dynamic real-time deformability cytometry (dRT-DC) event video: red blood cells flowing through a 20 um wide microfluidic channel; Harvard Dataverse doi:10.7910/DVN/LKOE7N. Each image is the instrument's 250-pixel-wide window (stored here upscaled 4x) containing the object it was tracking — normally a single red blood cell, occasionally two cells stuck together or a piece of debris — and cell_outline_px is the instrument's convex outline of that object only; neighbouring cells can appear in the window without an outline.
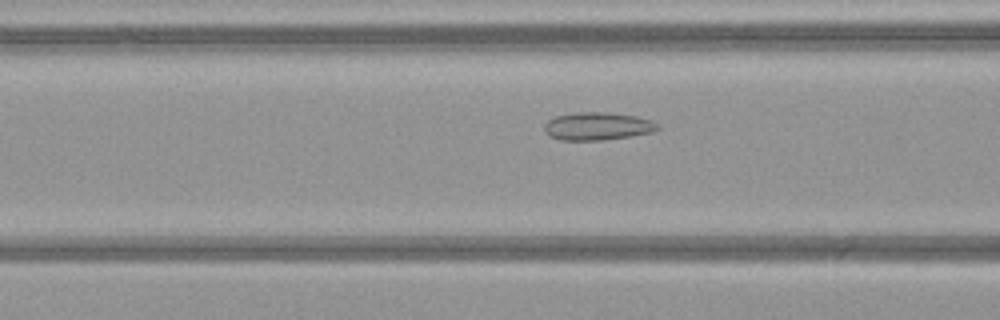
{"species": "common noctule bat (a hibernating species)", "species_latin": "Nyctalus noctula", "temperature_condition": "warm", "stored_images_in_passage": 36, "camera_frame_rate_fps": 3000, "um_per_image_px": 0.085, "animal": {"sex": "female", "body_mass_g": 21.9}, "frame": {"image": 1, "passage_image": 12, "time_ms": 3.667, "image_size_px": [1000, 320], "cell_outline_px": [[660, 128], [652, 132], [632, 136], [604, 140], [560, 140], [548, 136], [544, 132], [544, 124], [548, 120], [556, 116], [576, 112], [608, 112], [636, 116], [652, 120], [660, 124]], "centroid_in_image_um": [50.79, 10.73], "position_along_channel_um": 115.8, "area_um2": 18.67}}
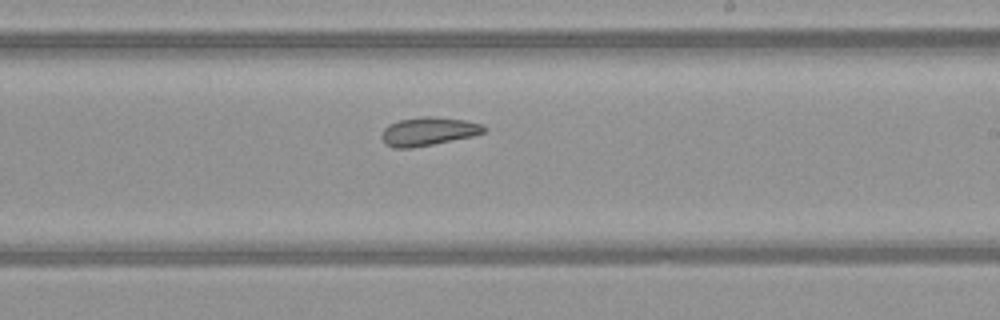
{"frame": {"image": 2, "passage_image": 22, "time_ms": 7.0, "image_size_px": [1000, 320], "cell_outline_px": [[488, 128], [484, 132], [472, 136], [412, 148], [392, 148], [384, 144], [380, 136], [384, 128], [388, 124], [400, 120], [424, 116], [436, 116], [464, 120], [480, 124]], "centroid_in_image_um": [36.36, 11.17], "position_along_channel_um": 252.6, "area_um2": 16.99}}
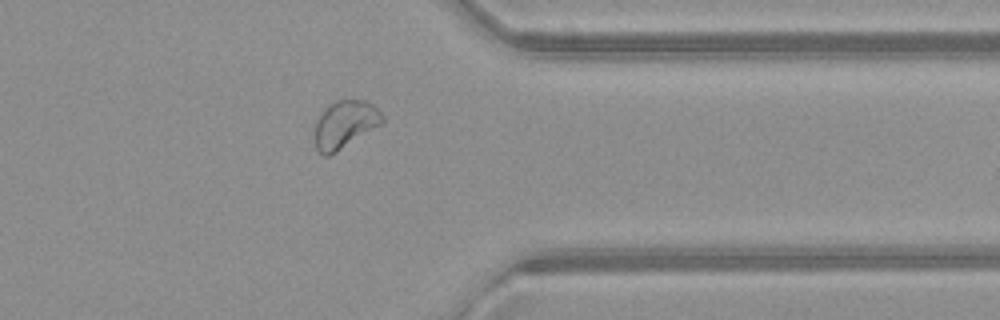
{"frame": {"image": 3, "passage_image": 32, "time_ms": 10.333, "image_size_px": [1000, 320], "cell_outline_px": [[384, 120], [380, 124], [336, 152], [328, 156], [324, 156], [316, 148], [316, 120], [324, 108], [328, 104], [336, 100], [364, 100], [372, 104], [384, 116]], "centroid_in_image_um": [29.3, 10.55], "position_along_channel_um": 382.1, "area_um2": 18.38}}